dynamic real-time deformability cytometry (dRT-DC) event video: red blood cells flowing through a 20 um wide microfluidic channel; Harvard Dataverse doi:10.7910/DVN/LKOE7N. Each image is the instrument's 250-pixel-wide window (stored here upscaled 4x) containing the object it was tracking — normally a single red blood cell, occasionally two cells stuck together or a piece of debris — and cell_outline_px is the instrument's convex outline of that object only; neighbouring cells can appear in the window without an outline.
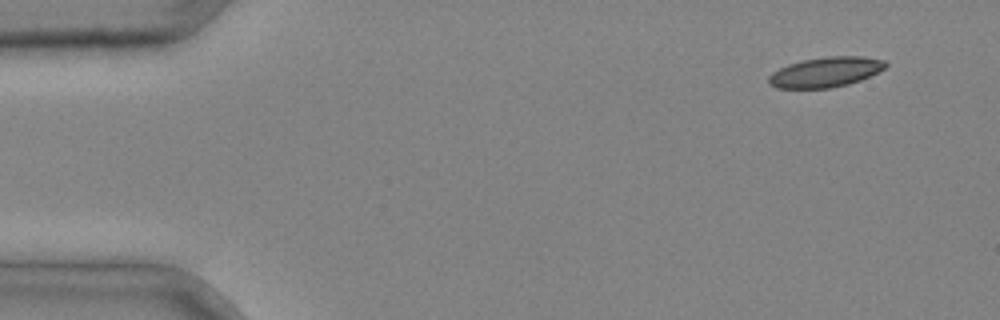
{"species": "common noctule bat (a hibernating species)", "species_latin": "Nyctalus noctula", "temperature_condition": "cold", "stored_images_in_passage": 5, "segment_of_instrument_passage": [2, 2], "camera_frame_rate_fps": 3000, "um_per_image_px": 0.085, "animal": {"sex": "male", "body_mass_g": 20.4}, "frame": {"image": 1, "passage_image": 5, "time_ms": 1.333, "image_size_px": [1000, 320], "cell_outline_px": [[888, 64], [884, 68], [860, 80], [848, 84], [828, 88], [776, 88], [768, 84], [768, 76], [772, 72], [788, 64], [804, 60], [828, 56], [864, 56], [884, 60]], "centroid_in_image_um": [70.14, 6.12], "position_along_channel_um": 14.9, "area_um2": 20.35}}